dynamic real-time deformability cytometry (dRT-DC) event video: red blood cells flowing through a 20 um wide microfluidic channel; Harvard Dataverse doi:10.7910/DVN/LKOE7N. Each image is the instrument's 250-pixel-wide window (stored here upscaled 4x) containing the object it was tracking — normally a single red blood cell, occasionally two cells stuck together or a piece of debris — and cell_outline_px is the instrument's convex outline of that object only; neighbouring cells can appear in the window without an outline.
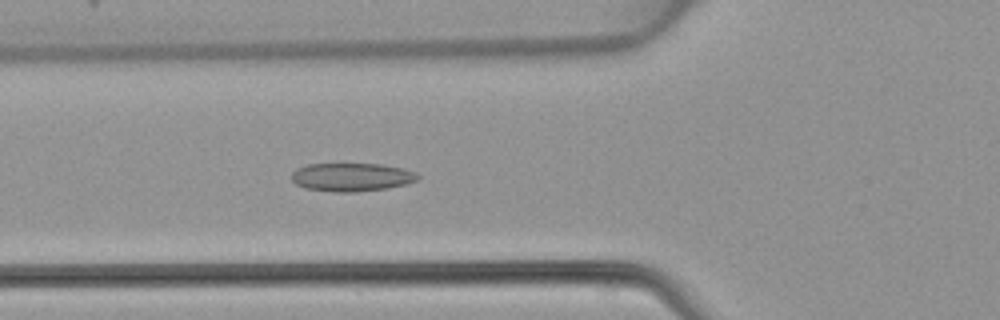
{"species": "common noctule bat (a hibernating species)", "species_latin": "Nyctalus noctula", "temperature_condition": "warm", "stored_images_in_passage": 47, "camera_frame_rate_fps": 3000, "um_per_image_px": 0.085, "animal": {"sex": "female", "body_mass_g": 22.7, "forearm_length_mm": 54.2}, "frame": {"image": 1, "passage_image": 17, "time_ms": 5.333, "image_size_px": [1000, 320], "cell_outline_px": [[420, 176], [416, 180], [404, 184], [388, 188], [356, 192], [336, 192], [304, 188], [296, 184], [292, 180], [292, 172], [296, 168], [308, 164], [380, 164], [400, 168], [416, 172]], "centroid_in_image_um": [29.86, 15.06], "position_along_channel_um": 95.9, "area_um2": 20.75}}
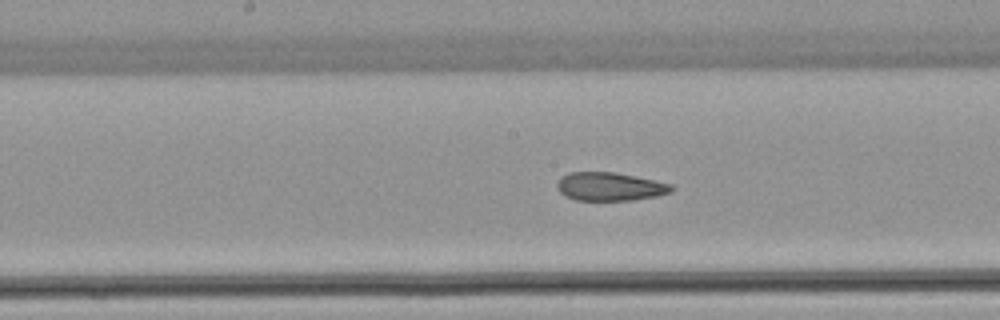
{"frame": {"image": 2, "passage_image": 24, "time_ms": 7.667, "image_size_px": [1000, 320], "cell_outline_px": [[676, 188], [672, 192], [656, 196], [632, 200], [576, 200], [564, 196], [556, 188], [556, 184], [560, 176], [568, 172], [616, 172], [636, 176], [672, 184]], "centroid_in_image_um": [51.83, 15.85], "position_along_channel_um": 196.4, "area_um2": 19.19}}
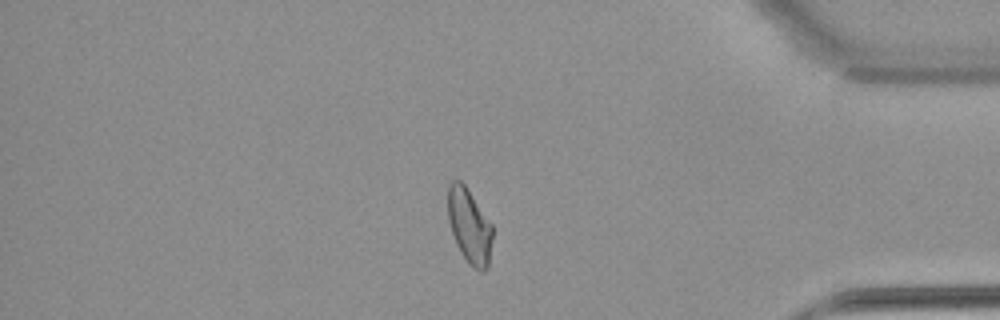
{"frame": {"image": 3, "passage_image": 40, "time_ms": 13.0, "image_size_px": [1000, 320], "cell_outline_px": [[492, 240], [488, 268], [484, 272], [480, 272], [472, 268], [468, 264], [460, 252], [456, 244], [448, 220], [448, 184], [452, 180], [460, 180], [464, 184], [492, 224]], "centroid_in_image_um": [39.9, 19.25], "position_along_channel_um": 395.3, "area_um2": 19.59}}